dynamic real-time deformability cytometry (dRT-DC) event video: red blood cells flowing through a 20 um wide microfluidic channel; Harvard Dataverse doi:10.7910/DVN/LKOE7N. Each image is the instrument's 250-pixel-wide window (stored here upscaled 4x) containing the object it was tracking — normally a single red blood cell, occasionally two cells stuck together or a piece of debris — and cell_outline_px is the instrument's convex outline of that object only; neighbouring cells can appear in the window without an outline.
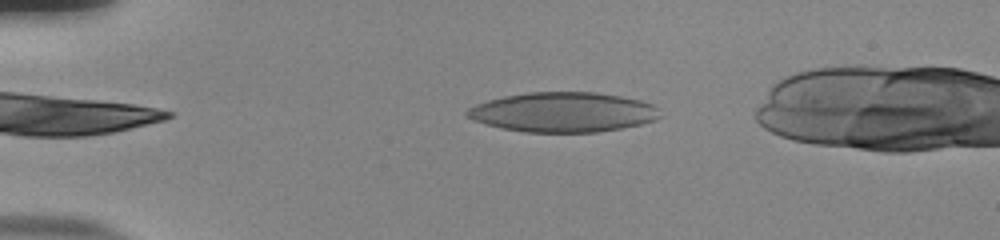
{"species": "human", "species_latin": "Homo sapiens", "temperature_condition": "room temperature", "stored_images_in_passage": 44, "camera_frame_rate_fps": 3000, "um_per_image_px": 0.085, "donor": {"sex": "male"}, "frame": {"image": 1, "passage_image": 3, "time_ms": 0.667, "image_size_px": [1000, 240], "cell_outline_px": [[660, 116], [656, 120], [640, 124], [620, 128], [596, 132], [524, 132], [504, 128], [488, 124], [476, 120], [468, 116], [464, 112], [468, 108], [476, 104], [488, 100], [504, 96], [528, 92], [596, 92], [620, 96], [640, 100], [652, 104], [656, 108]], "centroid_in_image_um": [47.87, 9.52], "position_along_channel_um": 37.1, "area_um2": 44.39}}
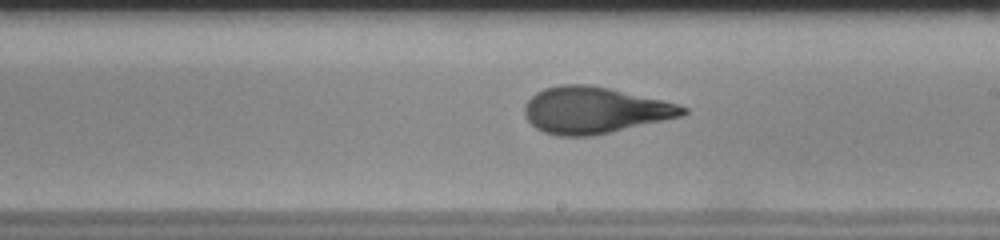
{"frame": {"image": 2, "passage_image": 23, "time_ms": 7.333, "image_size_px": [1000, 240], "cell_outline_px": [[688, 112], [680, 116], [592, 136], [556, 136], [544, 132], [536, 128], [524, 116], [524, 104], [536, 92], [544, 88], [560, 84], [584, 84], [608, 88], [660, 100], [676, 104], [688, 108]], "centroid_in_image_um": [50.46, 9.37], "position_along_channel_um": 238.5, "area_um2": 42.37}}
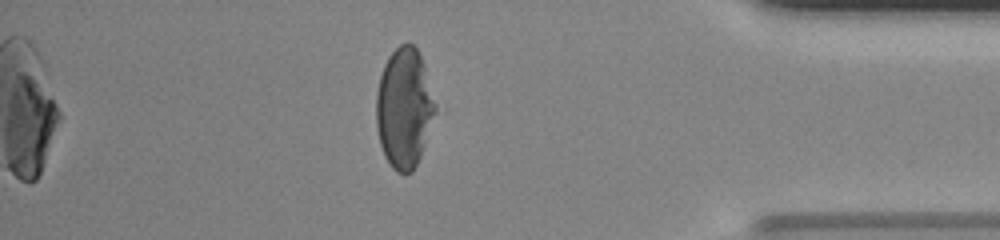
{"frame": {"image": 3, "passage_image": 38, "time_ms": 12.333, "image_size_px": [1000, 240], "cell_outline_px": [[436, 112], [420, 156], [412, 172], [396, 172], [392, 168], [384, 156], [380, 144], [376, 128], [376, 92], [380, 76], [384, 64], [388, 56], [400, 44], [412, 44], [416, 48], [420, 56], [436, 104]], "centroid_in_image_um": [34.33, 9.2], "position_along_channel_um": 400.9, "area_um2": 40.98}}